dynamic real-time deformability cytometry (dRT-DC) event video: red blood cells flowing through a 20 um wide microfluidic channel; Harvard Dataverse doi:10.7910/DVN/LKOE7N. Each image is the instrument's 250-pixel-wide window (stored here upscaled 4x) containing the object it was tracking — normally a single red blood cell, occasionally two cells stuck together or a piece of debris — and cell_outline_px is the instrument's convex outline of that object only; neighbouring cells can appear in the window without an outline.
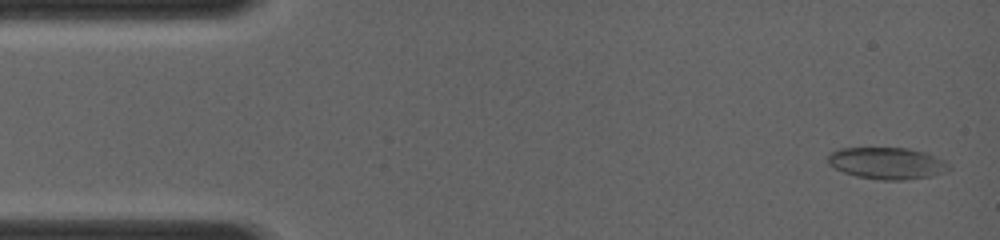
{"species": "common noctule bat (a hibernating species)", "species_latin": "Nyctalus noctula", "temperature_condition": "room temperature", "stored_images_in_passage": 11, "camera_frame_rate_fps": 4000, "um_per_image_px": 0.085, "animal": {"sex": "female", "body_mass_g": 19.0, "forearm_length_mm": 56.7}, "frame": {"image": 1, "passage_image": 1, "time_ms": 0.0, "image_size_px": [1000, 240], "cell_outline_px": [[952, 168], [932, 176], [904, 180], [880, 180], [856, 176], [844, 172], [828, 164], [828, 156], [832, 152], [840, 148], [908, 148], [924, 152], [944, 160]], "centroid_in_image_um": [75.4, 13.88], "position_along_channel_um": 9.6, "area_um2": 22.25}}
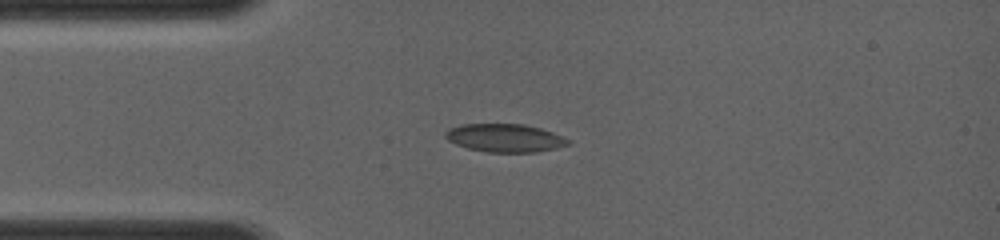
{"frame": {"image": 2, "passage_image": 8, "time_ms": 2.75, "image_size_px": [1000, 240], "cell_outline_px": [[572, 144], [556, 148], [536, 152], [488, 152], [468, 148], [456, 144], [448, 140], [444, 136], [444, 132], [448, 128], [460, 124], [524, 124], [540, 128], [552, 132], [572, 140]], "centroid_in_image_um": [42.92, 11.72], "position_along_channel_um": 42.1, "area_um2": 20.29}}
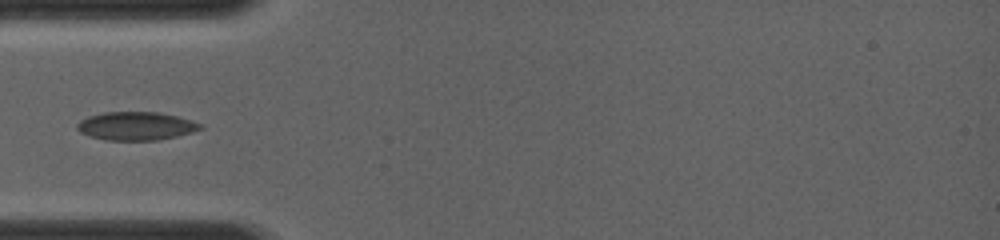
{"frame": {"image": 3, "passage_image": 10, "time_ms": 3.75, "image_size_px": [1000, 240], "cell_outline_px": [[204, 128], [192, 132], [176, 136], [156, 140], [108, 140], [88, 136], [80, 132], [76, 128], [76, 124], [80, 120], [88, 116], [104, 112], [160, 112], [192, 120], [204, 124]], "centroid_in_image_um": [11.57, 10.7], "position_along_channel_um": 73.4, "area_um2": 20.46}}